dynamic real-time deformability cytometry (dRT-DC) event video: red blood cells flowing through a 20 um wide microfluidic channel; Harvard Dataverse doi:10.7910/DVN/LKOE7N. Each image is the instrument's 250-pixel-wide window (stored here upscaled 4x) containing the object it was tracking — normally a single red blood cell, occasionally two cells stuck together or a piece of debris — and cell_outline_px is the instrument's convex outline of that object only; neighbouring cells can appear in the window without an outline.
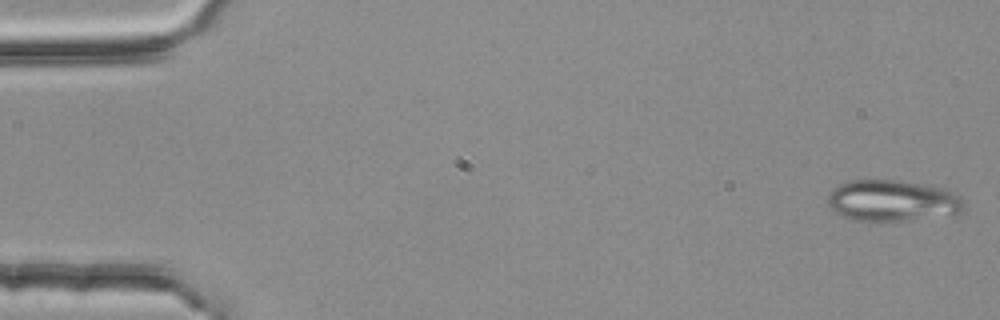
{"species": "common noctule bat (a hibernating species)", "species_latin": "Nyctalus noctula", "temperature_condition": "room temperature", "stored_images_in_passage": 5, "segment_of_instrument_passage": [1, 2], "camera_frame_rate_fps": 3000, "um_per_image_px": 0.085, "animal": {"sex": "female", "body_mass_g": 25.1}, "frame": {"image": 1, "passage_image": 1, "time_ms": 0.0, "image_size_px": [1000, 320], "cell_outline_px": [[964, 208], [960, 212], [908, 220], [856, 220], [844, 216], [836, 212], [828, 204], [828, 192], [832, 188], [848, 180], [900, 180], [948, 188], [960, 196], [964, 204]], "centroid_in_image_um": [75.85, 17.02], "position_along_channel_um": 9.2, "area_um2": 32.54}}
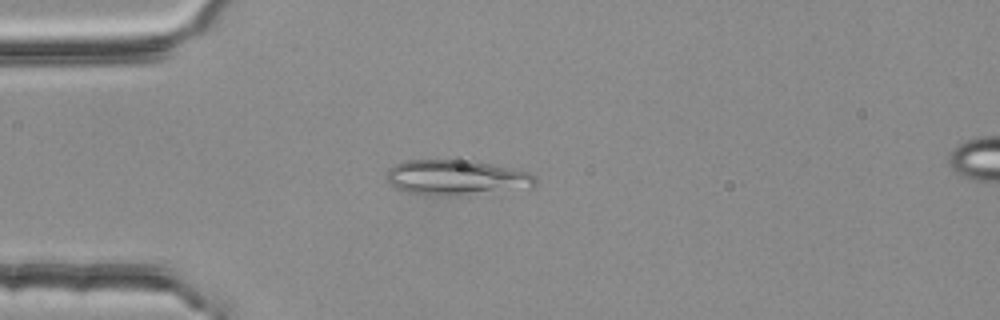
{"frame": {"image": 2, "passage_image": 4, "time_ms": 1.0, "image_size_px": [1000, 320], "cell_outline_px": [[540, 180], [532, 188], [448, 196], [432, 196], [404, 192], [396, 188], [384, 176], [388, 168], [396, 164], [408, 160], [468, 156], [528, 172], [536, 176]], "centroid_in_image_um": [38.83, 15.03], "position_along_channel_um": 46.2, "area_um2": 32.43}}